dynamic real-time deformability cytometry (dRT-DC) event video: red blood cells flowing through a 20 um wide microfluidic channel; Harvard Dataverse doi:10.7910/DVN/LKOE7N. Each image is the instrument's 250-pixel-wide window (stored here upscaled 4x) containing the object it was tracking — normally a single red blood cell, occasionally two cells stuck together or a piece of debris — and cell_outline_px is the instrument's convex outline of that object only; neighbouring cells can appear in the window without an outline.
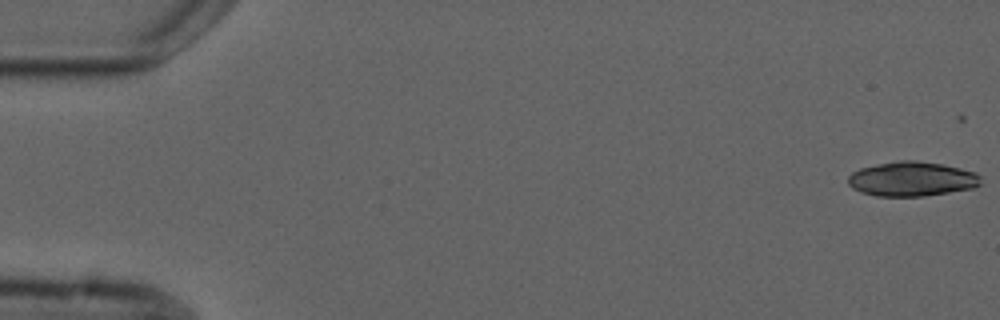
{"species": "common noctule bat (a hibernating species)", "species_latin": "Nyctalus noctula", "temperature_condition": "cold", "stored_images_in_passage": 6, "camera_frame_rate_fps": 3000, "um_per_image_px": 0.085, "animal": {"sex": "male", "forearm_length_mm": 52.5}, "frame": {"image": 1, "passage_image": 1, "time_ms": 0.0, "image_size_px": [1000, 320], "cell_outline_px": [[980, 184], [972, 188], [924, 196], [876, 196], [860, 192], [852, 188], [848, 184], [848, 176], [852, 172], [860, 168], [876, 164], [900, 160], [916, 160], [940, 164], [960, 168], [976, 172], [980, 176]], "centroid_in_image_um": [77.47, 15.21], "position_along_channel_um": 7.5, "area_um2": 26.7}}
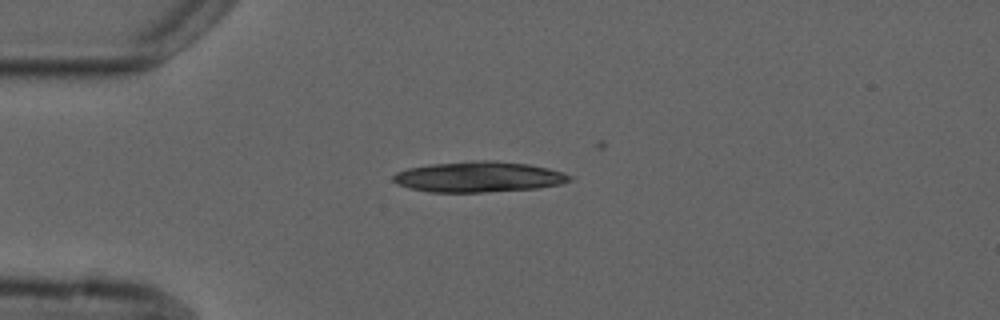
{"frame": {"image": 2, "passage_image": 4, "time_ms": 4.333, "image_size_px": [1000, 320], "cell_outline_px": [[576, 176], [560, 184], [536, 188], [480, 192], [428, 192], [396, 184], [392, 180], [392, 176], [396, 172], [408, 168], [428, 164], [476, 160], [492, 160], [528, 164], [548, 168], [564, 172]], "centroid_in_image_um": [40.67, 15.02], "position_along_channel_um": 44.3, "area_um2": 31.5}}